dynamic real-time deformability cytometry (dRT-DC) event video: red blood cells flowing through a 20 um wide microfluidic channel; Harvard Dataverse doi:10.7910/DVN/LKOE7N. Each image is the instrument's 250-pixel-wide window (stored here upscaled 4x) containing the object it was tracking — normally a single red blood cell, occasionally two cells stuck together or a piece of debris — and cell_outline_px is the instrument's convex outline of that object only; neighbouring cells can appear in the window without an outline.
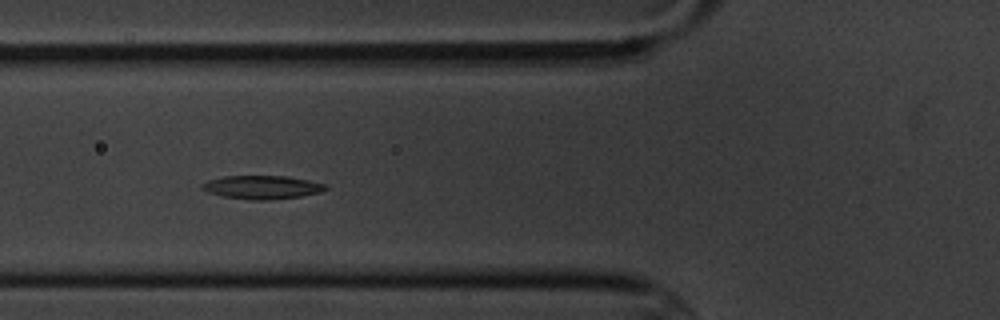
{"species": "common noctule bat (a hibernating species)", "species_latin": "Nyctalus noctula", "temperature_condition": "cold", "stored_images_in_passage": 12, "camera_frame_rate_fps": 3000, "um_per_image_px": 0.085, "animal": {"sex": "male", "body_mass_g": 20.1, "forearm_length_mm": 53.5}, "frame": {"image": 1, "passage_image": 8, "time_ms": 10.0, "image_size_px": [1000, 320], "cell_outline_px": [[328, 188], [320, 192], [300, 196], [264, 200], [252, 200], [224, 196], [208, 192], [200, 188], [200, 184], [208, 180], [224, 176], [288, 176], [328, 184]], "centroid_in_image_um": [22.27, 15.9], "position_along_channel_um": 103.5, "area_um2": 16.82}}
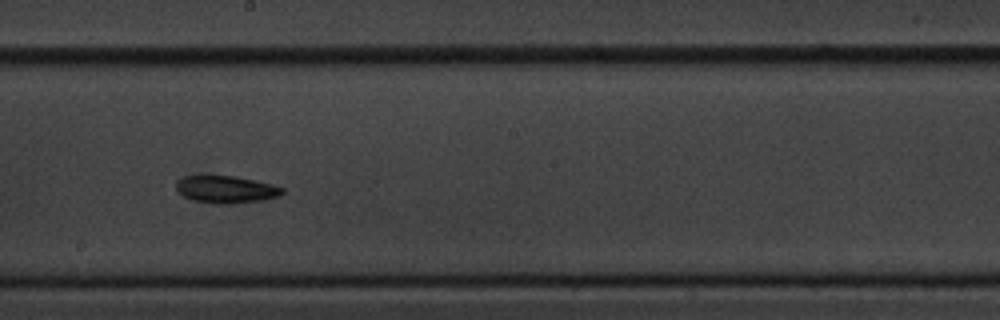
{"frame": {"image": 2, "passage_image": 11, "time_ms": 13.667, "image_size_px": [1000, 320], "cell_outline_px": [[284, 192], [280, 196], [264, 200], [236, 204], [216, 204], [192, 200], [176, 192], [176, 180], [184, 176], [232, 176], [252, 180], [284, 188]], "centroid_in_image_um": [19.18, 16.12], "position_along_channel_um": 229.0, "area_um2": 16.94}}
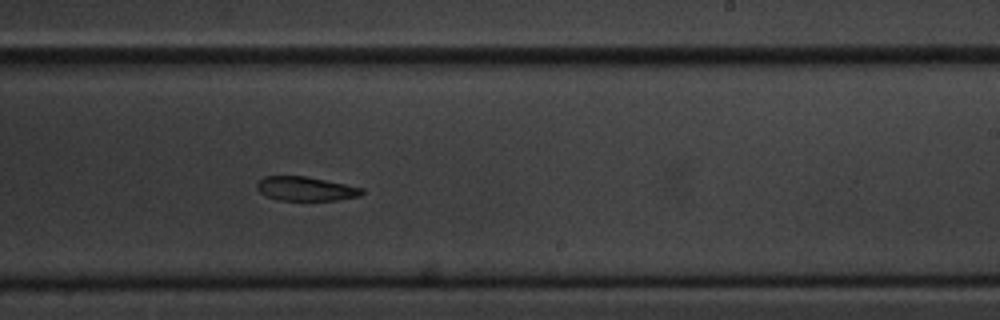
{"frame": {"image": 3, "passage_image": 12, "time_ms": 14.667, "image_size_px": [1000, 320], "cell_outline_px": [[364, 192], [360, 196], [336, 200], [276, 200], [260, 192], [256, 188], [256, 184], [264, 176], [304, 176], [364, 188]], "centroid_in_image_um": [25.98, 16.05], "position_along_channel_um": 263.0, "area_um2": 14.62}}